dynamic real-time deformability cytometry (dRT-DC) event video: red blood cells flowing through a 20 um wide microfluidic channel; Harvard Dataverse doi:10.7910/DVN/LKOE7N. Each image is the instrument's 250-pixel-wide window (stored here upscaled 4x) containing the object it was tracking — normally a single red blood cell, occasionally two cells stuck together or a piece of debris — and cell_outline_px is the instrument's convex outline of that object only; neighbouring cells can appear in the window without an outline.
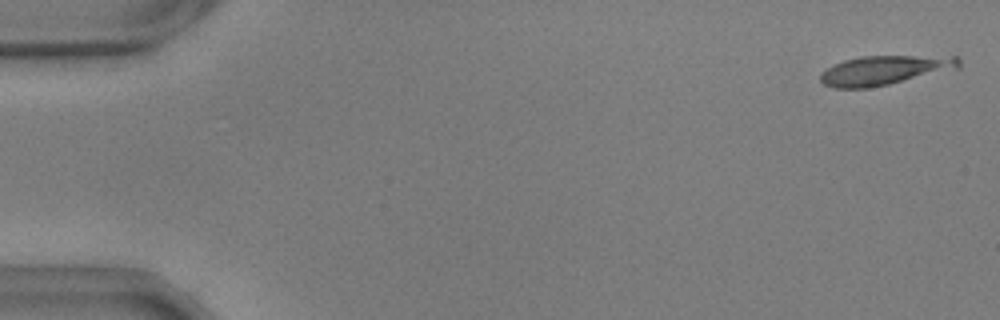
{"species": "common noctule bat (a hibernating species)", "species_latin": "Nyctalus noctula", "temperature_condition": "warm", "stored_images_in_passage": 11, "camera_frame_rate_fps": 3000, "um_per_image_px": 0.085, "animal": {"sex": "male", "body_mass_g": 17.9, "forearm_length_mm": 54.2}, "frame": {"image": 1, "passage_image": 2, "time_ms": 0.333, "image_size_px": [1000, 320], "cell_outline_px": [[960, 68], [888, 84], [868, 88], [836, 88], [824, 84], [820, 80], [820, 76], [828, 68], [844, 60], [860, 56], [956, 56], [960, 60]], "centroid_in_image_um": [75.22, 5.96], "position_along_channel_um": 9.8, "area_um2": 23.35}}